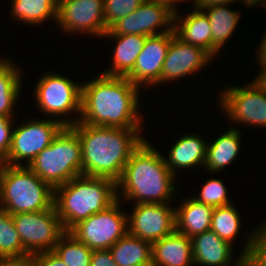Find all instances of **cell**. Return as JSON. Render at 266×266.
I'll return each instance as SVG.
<instances>
[{
	"label": "cell",
	"instance_id": "cell-1",
	"mask_svg": "<svg viewBox=\"0 0 266 266\" xmlns=\"http://www.w3.org/2000/svg\"><path fill=\"white\" fill-rule=\"evenodd\" d=\"M140 89L126 77L102 73L82 82L79 121L92 126L144 129Z\"/></svg>",
	"mask_w": 266,
	"mask_h": 266
},
{
	"label": "cell",
	"instance_id": "cell-2",
	"mask_svg": "<svg viewBox=\"0 0 266 266\" xmlns=\"http://www.w3.org/2000/svg\"><path fill=\"white\" fill-rule=\"evenodd\" d=\"M79 137L82 175L120 180L132 152L145 139L144 129L92 126L78 122L70 127Z\"/></svg>",
	"mask_w": 266,
	"mask_h": 266
},
{
	"label": "cell",
	"instance_id": "cell-3",
	"mask_svg": "<svg viewBox=\"0 0 266 266\" xmlns=\"http://www.w3.org/2000/svg\"><path fill=\"white\" fill-rule=\"evenodd\" d=\"M176 178L161 151L144 139L132 152L117 182V198L134 204L173 203L179 193L174 185Z\"/></svg>",
	"mask_w": 266,
	"mask_h": 266
},
{
	"label": "cell",
	"instance_id": "cell-4",
	"mask_svg": "<svg viewBox=\"0 0 266 266\" xmlns=\"http://www.w3.org/2000/svg\"><path fill=\"white\" fill-rule=\"evenodd\" d=\"M117 200V183L103 177L80 175L54 189V207L65 232Z\"/></svg>",
	"mask_w": 266,
	"mask_h": 266
},
{
	"label": "cell",
	"instance_id": "cell-5",
	"mask_svg": "<svg viewBox=\"0 0 266 266\" xmlns=\"http://www.w3.org/2000/svg\"><path fill=\"white\" fill-rule=\"evenodd\" d=\"M54 206V189L28 166L9 165L0 178V208L10 214L44 211Z\"/></svg>",
	"mask_w": 266,
	"mask_h": 266
},
{
	"label": "cell",
	"instance_id": "cell-6",
	"mask_svg": "<svg viewBox=\"0 0 266 266\" xmlns=\"http://www.w3.org/2000/svg\"><path fill=\"white\" fill-rule=\"evenodd\" d=\"M28 167L53 189L82 175V151L78 135L64 127Z\"/></svg>",
	"mask_w": 266,
	"mask_h": 266
},
{
	"label": "cell",
	"instance_id": "cell-7",
	"mask_svg": "<svg viewBox=\"0 0 266 266\" xmlns=\"http://www.w3.org/2000/svg\"><path fill=\"white\" fill-rule=\"evenodd\" d=\"M33 91L37 105L35 107L45 114L44 117L50 115L49 118L60 122L64 127H71L79 122L82 82L75 83L64 74L46 71L37 79ZM72 113L77 117H68Z\"/></svg>",
	"mask_w": 266,
	"mask_h": 266
},
{
	"label": "cell",
	"instance_id": "cell-8",
	"mask_svg": "<svg viewBox=\"0 0 266 266\" xmlns=\"http://www.w3.org/2000/svg\"><path fill=\"white\" fill-rule=\"evenodd\" d=\"M221 91L217 106L232 125L266 129V87L256 76L244 87L230 84Z\"/></svg>",
	"mask_w": 266,
	"mask_h": 266
},
{
	"label": "cell",
	"instance_id": "cell-9",
	"mask_svg": "<svg viewBox=\"0 0 266 266\" xmlns=\"http://www.w3.org/2000/svg\"><path fill=\"white\" fill-rule=\"evenodd\" d=\"M121 203L117 200L104 211L80 221L69 233L91 250L110 249L128 233L127 212L121 209Z\"/></svg>",
	"mask_w": 266,
	"mask_h": 266
},
{
	"label": "cell",
	"instance_id": "cell-10",
	"mask_svg": "<svg viewBox=\"0 0 266 266\" xmlns=\"http://www.w3.org/2000/svg\"><path fill=\"white\" fill-rule=\"evenodd\" d=\"M41 118L25 119L21 124L14 126L11 147L7 155L9 165L28 166L64 128L60 122L54 119Z\"/></svg>",
	"mask_w": 266,
	"mask_h": 266
},
{
	"label": "cell",
	"instance_id": "cell-11",
	"mask_svg": "<svg viewBox=\"0 0 266 266\" xmlns=\"http://www.w3.org/2000/svg\"><path fill=\"white\" fill-rule=\"evenodd\" d=\"M12 218L22 246L30 256L53 251L65 233L54 206L44 211L14 214Z\"/></svg>",
	"mask_w": 266,
	"mask_h": 266
},
{
	"label": "cell",
	"instance_id": "cell-12",
	"mask_svg": "<svg viewBox=\"0 0 266 266\" xmlns=\"http://www.w3.org/2000/svg\"><path fill=\"white\" fill-rule=\"evenodd\" d=\"M57 25L67 35L101 38L106 32L104 0H59Z\"/></svg>",
	"mask_w": 266,
	"mask_h": 266
},
{
	"label": "cell",
	"instance_id": "cell-13",
	"mask_svg": "<svg viewBox=\"0 0 266 266\" xmlns=\"http://www.w3.org/2000/svg\"><path fill=\"white\" fill-rule=\"evenodd\" d=\"M175 9L162 0H145L136 11L114 23L108 30L115 35H160L173 30Z\"/></svg>",
	"mask_w": 266,
	"mask_h": 266
},
{
	"label": "cell",
	"instance_id": "cell-14",
	"mask_svg": "<svg viewBox=\"0 0 266 266\" xmlns=\"http://www.w3.org/2000/svg\"><path fill=\"white\" fill-rule=\"evenodd\" d=\"M171 203L131 204L133 210L128 213V233L151 244L175 231V206Z\"/></svg>",
	"mask_w": 266,
	"mask_h": 266
},
{
	"label": "cell",
	"instance_id": "cell-15",
	"mask_svg": "<svg viewBox=\"0 0 266 266\" xmlns=\"http://www.w3.org/2000/svg\"><path fill=\"white\" fill-rule=\"evenodd\" d=\"M175 35L173 29L160 35L148 36L132 72L126 78L142 89L143 86L144 88L159 86L163 64L170 42Z\"/></svg>",
	"mask_w": 266,
	"mask_h": 266
},
{
	"label": "cell",
	"instance_id": "cell-16",
	"mask_svg": "<svg viewBox=\"0 0 266 266\" xmlns=\"http://www.w3.org/2000/svg\"><path fill=\"white\" fill-rule=\"evenodd\" d=\"M214 59L202 48L184 43L176 35L172 38L163 64L160 85L199 73ZM205 66V67H204Z\"/></svg>",
	"mask_w": 266,
	"mask_h": 266
},
{
	"label": "cell",
	"instance_id": "cell-17",
	"mask_svg": "<svg viewBox=\"0 0 266 266\" xmlns=\"http://www.w3.org/2000/svg\"><path fill=\"white\" fill-rule=\"evenodd\" d=\"M191 245L194 266H245V257L239 253L235 259V247L212 230L192 237Z\"/></svg>",
	"mask_w": 266,
	"mask_h": 266
},
{
	"label": "cell",
	"instance_id": "cell-18",
	"mask_svg": "<svg viewBox=\"0 0 266 266\" xmlns=\"http://www.w3.org/2000/svg\"><path fill=\"white\" fill-rule=\"evenodd\" d=\"M194 133V134H193ZM181 135L163 158L169 170L178 177L180 169L202 168L205 163L208 141L195 132Z\"/></svg>",
	"mask_w": 266,
	"mask_h": 266
},
{
	"label": "cell",
	"instance_id": "cell-19",
	"mask_svg": "<svg viewBox=\"0 0 266 266\" xmlns=\"http://www.w3.org/2000/svg\"><path fill=\"white\" fill-rule=\"evenodd\" d=\"M181 13L175 9L173 29L176 36L184 43L202 48L212 57V32L208 16L194 6L191 13Z\"/></svg>",
	"mask_w": 266,
	"mask_h": 266
},
{
	"label": "cell",
	"instance_id": "cell-20",
	"mask_svg": "<svg viewBox=\"0 0 266 266\" xmlns=\"http://www.w3.org/2000/svg\"><path fill=\"white\" fill-rule=\"evenodd\" d=\"M115 41L112 63L102 72L107 76L127 77L133 70L139 53L143 50L146 38L140 34L115 35L107 30L102 38Z\"/></svg>",
	"mask_w": 266,
	"mask_h": 266
},
{
	"label": "cell",
	"instance_id": "cell-21",
	"mask_svg": "<svg viewBox=\"0 0 266 266\" xmlns=\"http://www.w3.org/2000/svg\"><path fill=\"white\" fill-rule=\"evenodd\" d=\"M218 138L207 143L204 170L208 173H219L224 171L238 157L243 140L240 129L234 126L228 127Z\"/></svg>",
	"mask_w": 266,
	"mask_h": 266
},
{
	"label": "cell",
	"instance_id": "cell-22",
	"mask_svg": "<svg viewBox=\"0 0 266 266\" xmlns=\"http://www.w3.org/2000/svg\"><path fill=\"white\" fill-rule=\"evenodd\" d=\"M151 247L152 266H194L191 238L176 230Z\"/></svg>",
	"mask_w": 266,
	"mask_h": 266
},
{
	"label": "cell",
	"instance_id": "cell-23",
	"mask_svg": "<svg viewBox=\"0 0 266 266\" xmlns=\"http://www.w3.org/2000/svg\"><path fill=\"white\" fill-rule=\"evenodd\" d=\"M213 207L187 197L175 206V230L188 238L210 230Z\"/></svg>",
	"mask_w": 266,
	"mask_h": 266
},
{
	"label": "cell",
	"instance_id": "cell-24",
	"mask_svg": "<svg viewBox=\"0 0 266 266\" xmlns=\"http://www.w3.org/2000/svg\"><path fill=\"white\" fill-rule=\"evenodd\" d=\"M233 3L215 5L201 9L207 16L211 25L212 32V58H218L221 49L224 50L225 44L234 35L242 16L240 10L230 9ZM241 13V15H240ZM233 34V35H232Z\"/></svg>",
	"mask_w": 266,
	"mask_h": 266
},
{
	"label": "cell",
	"instance_id": "cell-25",
	"mask_svg": "<svg viewBox=\"0 0 266 266\" xmlns=\"http://www.w3.org/2000/svg\"><path fill=\"white\" fill-rule=\"evenodd\" d=\"M23 68L10 58H0V116L14 117L19 96L22 94ZM23 75V76H22Z\"/></svg>",
	"mask_w": 266,
	"mask_h": 266
},
{
	"label": "cell",
	"instance_id": "cell-26",
	"mask_svg": "<svg viewBox=\"0 0 266 266\" xmlns=\"http://www.w3.org/2000/svg\"><path fill=\"white\" fill-rule=\"evenodd\" d=\"M109 250L118 266H152L151 243L129 233Z\"/></svg>",
	"mask_w": 266,
	"mask_h": 266
},
{
	"label": "cell",
	"instance_id": "cell-27",
	"mask_svg": "<svg viewBox=\"0 0 266 266\" xmlns=\"http://www.w3.org/2000/svg\"><path fill=\"white\" fill-rule=\"evenodd\" d=\"M10 16L13 21L40 26L46 21L57 22V0H12Z\"/></svg>",
	"mask_w": 266,
	"mask_h": 266
},
{
	"label": "cell",
	"instance_id": "cell-28",
	"mask_svg": "<svg viewBox=\"0 0 266 266\" xmlns=\"http://www.w3.org/2000/svg\"><path fill=\"white\" fill-rule=\"evenodd\" d=\"M30 257L22 246L12 214L0 208V261H27Z\"/></svg>",
	"mask_w": 266,
	"mask_h": 266
},
{
	"label": "cell",
	"instance_id": "cell-29",
	"mask_svg": "<svg viewBox=\"0 0 266 266\" xmlns=\"http://www.w3.org/2000/svg\"><path fill=\"white\" fill-rule=\"evenodd\" d=\"M241 216L232 204L213 209L210 230L215 232L222 240L234 246L236 238L242 227Z\"/></svg>",
	"mask_w": 266,
	"mask_h": 266
},
{
	"label": "cell",
	"instance_id": "cell-30",
	"mask_svg": "<svg viewBox=\"0 0 266 266\" xmlns=\"http://www.w3.org/2000/svg\"><path fill=\"white\" fill-rule=\"evenodd\" d=\"M53 252L66 266H90L93 250L65 232L55 244Z\"/></svg>",
	"mask_w": 266,
	"mask_h": 266
},
{
	"label": "cell",
	"instance_id": "cell-31",
	"mask_svg": "<svg viewBox=\"0 0 266 266\" xmlns=\"http://www.w3.org/2000/svg\"><path fill=\"white\" fill-rule=\"evenodd\" d=\"M252 229L244 237L240 254L245 257V266H266V225L262 222Z\"/></svg>",
	"mask_w": 266,
	"mask_h": 266
},
{
	"label": "cell",
	"instance_id": "cell-32",
	"mask_svg": "<svg viewBox=\"0 0 266 266\" xmlns=\"http://www.w3.org/2000/svg\"><path fill=\"white\" fill-rule=\"evenodd\" d=\"M228 187L218 178L207 179L197 196H192L197 202L207 204L213 208L232 204Z\"/></svg>",
	"mask_w": 266,
	"mask_h": 266
},
{
	"label": "cell",
	"instance_id": "cell-33",
	"mask_svg": "<svg viewBox=\"0 0 266 266\" xmlns=\"http://www.w3.org/2000/svg\"><path fill=\"white\" fill-rule=\"evenodd\" d=\"M145 0H104L106 31L117 21L137 10Z\"/></svg>",
	"mask_w": 266,
	"mask_h": 266
},
{
	"label": "cell",
	"instance_id": "cell-34",
	"mask_svg": "<svg viewBox=\"0 0 266 266\" xmlns=\"http://www.w3.org/2000/svg\"><path fill=\"white\" fill-rule=\"evenodd\" d=\"M13 118L15 117L0 116V153H3L6 157L11 147L12 134L15 125V119Z\"/></svg>",
	"mask_w": 266,
	"mask_h": 266
},
{
	"label": "cell",
	"instance_id": "cell-35",
	"mask_svg": "<svg viewBox=\"0 0 266 266\" xmlns=\"http://www.w3.org/2000/svg\"><path fill=\"white\" fill-rule=\"evenodd\" d=\"M35 266H66L65 263L53 252H40L29 259Z\"/></svg>",
	"mask_w": 266,
	"mask_h": 266
},
{
	"label": "cell",
	"instance_id": "cell-36",
	"mask_svg": "<svg viewBox=\"0 0 266 266\" xmlns=\"http://www.w3.org/2000/svg\"><path fill=\"white\" fill-rule=\"evenodd\" d=\"M90 266H118L109 249L93 250Z\"/></svg>",
	"mask_w": 266,
	"mask_h": 266
},
{
	"label": "cell",
	"instance_id": "cell-37",
	"mask_svg": "<svg viewBox=\"0 0 266 266\" xmlns=\"http://www.w3.org/2000/svg\"><path fill=\"white\" fill-rule=\"evenodd\" d=\"M235 2L238 4H240V2L243 3L244 4L243 6L244 7L246 6L248 9L253 8V5L246 0H194L192 5L196 8H205V7L224 5L229 3L235 4Z\"/></svg>",
	"mask_w": 266,
	"mask_h": 266
},
{
	"label": "cell",
	"instance_id": "cell-38",
	"mask_svg": "<svg viewBox=\"0 0 266 266\" xmlns=\"http://www.w3.org/2000/svg\"><path fill=\"white\" fill-rule=\"evenodd\" d=\"M256 49V61L258 60L257 63L260 66L261 70L262 68L266 67V31L262 37V40H260V44L257 46Z\"/></svg>",
	"mask_w": 266,
	"mask_h": 266
},
{
	"label": "cell",
	"instance_id": "cell-39",
	"mask_svg": "<svg viewBox=\"0 0 266 266\" xmlns=\"http://www.w3.org/2000/svg\"><path fill=\"white\" fill-rule=\"evenodd\" d=\"M8 166L7 157L3 153H0V178L6 172Z\"/></svg>",
	"mask_w": 266,
	"mask_h": 266
},
{
	"label": "cell",
	"instance_id": "cell-40",
	"mask_svg": "<svg viewBox=\"0 0 266 266\" xmlns=\"http://www.w3.org/2000/svg\"><path fill=\"white\" fill-rule=\"evenodd\" d=\"M256 77L266 87V67L262 68Z\"/></svg>",
	"mask_w": 266,
	"mask_h": 266
},
{
	"label": "cell",
	"instance_id": "cell-41",
	"mask_svg": "<svg viewBox=\"0 0 266 266\" xmlns=\"http://www.w3.org/2000/svg\"><path fill=\"white\" fill-rule=\"evenodd\" d=\"M163 1L168 2L174 9H178L179 10L180 5H178V4H180L182 2H187L188 3V1L189 2H191V1L193 2L194 0H163Z\"/></svg>",
	"mask_w": 266,
	"mask_h": 266
},
{
	"label": "cell",
	"instance_id": "cell-42",
	"mask_svg": "<svg viewBox=\"0 0 266 266\" xmlns=\"http://www.w3.org/2000/svg\"><path fill=\"white\" fill-rule=\"evenodd\" d=\"M14 266H35L30 260L14 262Z\"/></svg>",
	"mask_w": 266,
	"mask_h": 266
},
{
	"label": "cell",
	"instance_id": "cell-43",
	"mask_svg": "<svg viewBox=\"0 0 266 266\" xmlns=\"http://www.w3.org/2000/svg\"><path fill=\"white\" fill-rule=\"evenodd\" d=\"M257 5H260L261 7L263 6L266 9V0H257L253 4V7H257Z\"/></svg>",
	"mask_w": 266,
	"mask_h": 266
},
{
	"label": "cell",
	"instance_id": "cell-44",
	"mask_svg": "<svg viewBox=\"0 0 266 266\" xmlns=\"http://www.w3.org/2000/svg\"><path fill=\"white\" fill-rule=\"evenodd\" d=\"M0 266H14V262H2V261H0Z\"/></svg>",
	"mask_w": 266,
	"mask_h": 266
}]
</instances>
